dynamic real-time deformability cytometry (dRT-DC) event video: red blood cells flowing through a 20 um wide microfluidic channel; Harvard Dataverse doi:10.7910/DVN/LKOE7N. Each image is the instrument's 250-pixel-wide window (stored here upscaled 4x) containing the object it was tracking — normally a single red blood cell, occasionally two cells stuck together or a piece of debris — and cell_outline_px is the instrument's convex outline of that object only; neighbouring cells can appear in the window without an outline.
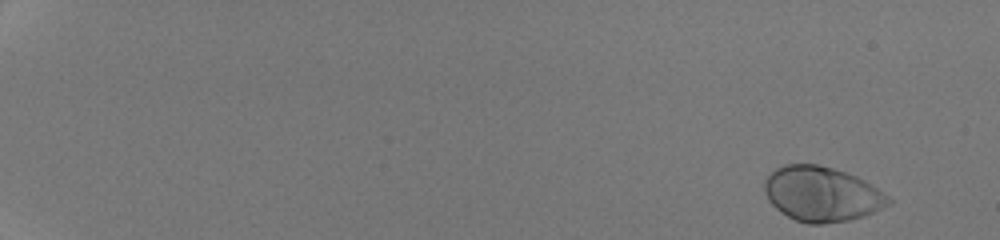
{"species": "human", "species_latin": "Homo sapiens", "temperature_condition": "room temperature", "stored_images_in_passage": 50, "camera_frame_rate_fps": 3000, "um_per_image_px": 0.085, "donor": {"sex": "male"}, "frame": {"image": 1, "passage_image": 2, "time_ms": 0.333, "image_size_px": [1000, 240], "cell_outline_px": [[892, 204], [864, 216], [848, 220], [820, 224], [808, 224], [796, 220], [780, 212], [768, 200], [764, 192], [764, 180], [776, 168], [784, 164], [816, 164], [832, 168], [856, 176], [864, 180], [888, 196], [892, 200]], "centroid_in_image_um": [69.84, 16.5], "position_along_channel_um": 15.2, "area_um2": 39.54}}
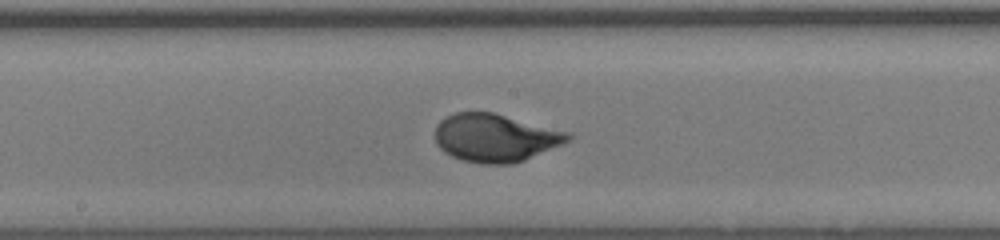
{"frame": {"image": 2, "passage_image": 30, "time_ms": 9.667, "image_size_px": [1000, 240], "cell_outline_px": [[572, 136], [568, 140], [560, 144], [524, 160], [512, 164], [480, 164], [460, 160], [444, 152], [436, 144], [436, 124], [440, 120], [456, 112], [492, 112], [572, 132]], "centroid_in_image_um": [42.08, 11.71], "position_along_channel_um": 206.1, "area_um2": 37.11}}
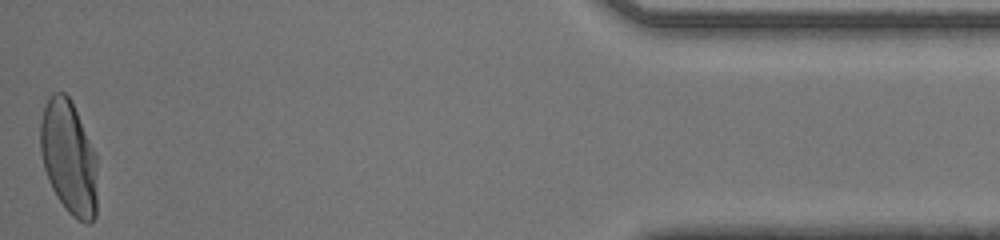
{"frame": {"image": 3, "passage_image": 50, "time_ms": 16.333, "image_size_px": [1000, 240], "cell_outline_px": [[96, 216], [88, 224], [72, 216], [68, 212], [56, 196], [48, 180], [44, 168], [40, 152], [40, 124], [44, 108], [48, 96], [52, 92], [64, 92], [68, 96], [96, 152]], "centroid_in_image_um": [5.83, 13.39], "position_along_channel_um": 429.4, "area_um2": 37.74}, "authors_computed_cell_mechanics": {"area_um2": 36.9342, "velocity_mm_per_s": 4.2899, "shape_relaxation_time_tau1_ms": 2.9, "shape_relaxation_time_tau2_ms": null, "deformation_change_tau1": 0.1839, "deformation_change_tau2": null}}